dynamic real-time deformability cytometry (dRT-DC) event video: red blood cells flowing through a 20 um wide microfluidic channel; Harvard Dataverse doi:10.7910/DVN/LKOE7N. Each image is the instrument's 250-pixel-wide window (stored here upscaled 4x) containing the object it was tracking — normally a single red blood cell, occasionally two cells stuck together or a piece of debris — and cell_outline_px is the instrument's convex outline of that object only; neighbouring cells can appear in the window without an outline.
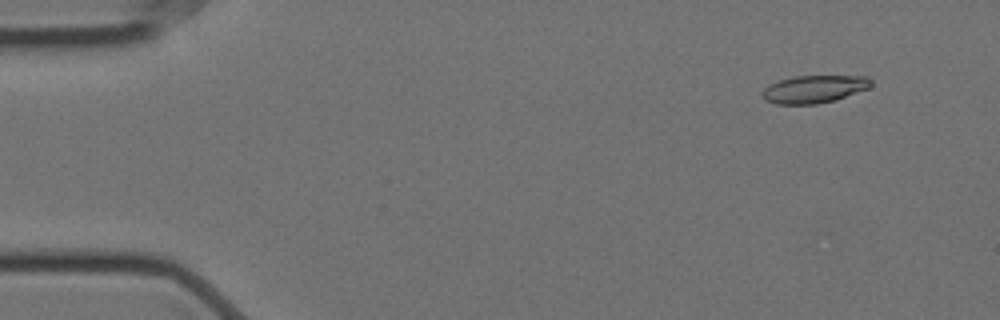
{"species": "Egyptian fruit bat (a non-hibernating species)", "species_latin": "Rousettus aegyptiacus", "temperature_condition": "cold", "stored_images_in_passage": 18, "camera_frame_rate_fps": 3000, "um_per_image_px": 0.085, "animal": {"sex": "female"}, "frame": {"image": 1, "passage_image": 5, "time_ms": 1.333, "image_size_px": [1000, 320], "cell_outline_px": [[872, 84], [868, 88], [836, 100], [816, 104], [776, 104], [764, 100], [760, 96], [764, 88], [768, 84], [776, 80], [796, 76], [868, 76], [872, 80]], "centroid_in_image_um": [69.15, 7.57], "position_along_channel_um": 15.8, "area_um2": 17.74}}
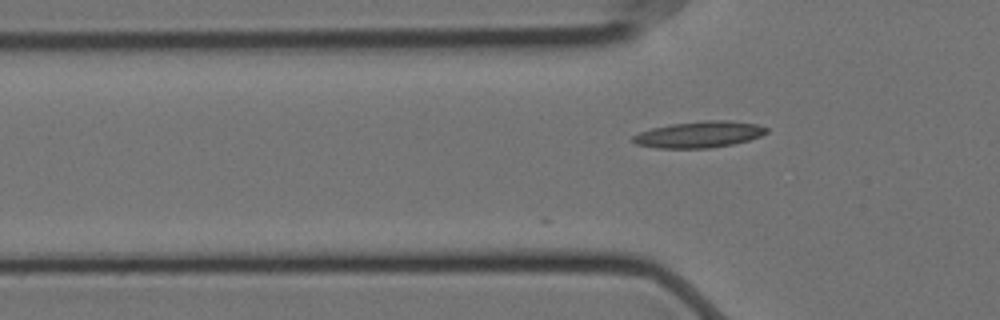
{"frame": {"image": 2, "passage_image": 18, "time_ms": 5.667, "image_size_px": [1000, 320], "cell_outline_px": [[768, 132], [760, 136], [748, 140], [732, 144], [708, 148], [656, 148], [636, 144], [632, 140], [632, 136], [640, 132], [652, 128], [672, 124], [704, 120], [728, 120], [756, 124], [768, 128]], "centroid_in_image_um": [59.42, 11.43], "position_along_channel_um": 66.4, "area_um2": 20.4}}